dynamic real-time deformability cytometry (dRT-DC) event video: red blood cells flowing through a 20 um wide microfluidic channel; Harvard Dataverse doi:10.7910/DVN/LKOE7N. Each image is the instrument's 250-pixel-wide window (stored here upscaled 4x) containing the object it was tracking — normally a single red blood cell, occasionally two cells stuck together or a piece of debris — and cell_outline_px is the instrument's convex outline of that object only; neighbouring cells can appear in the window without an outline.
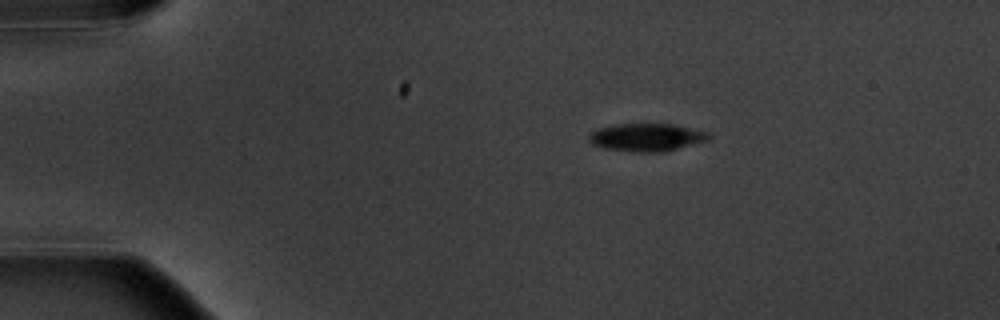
{"species": "common noctule bat (a hibernating species)", "species_latin": "Nyctalus noctula", "temperature_condition": "warm", "stored_images_in_passage": 4, "camera_frame_rate_fps": 3000, "um_per_image_px": 0.085, "animal": {"sex": "male", "body_mass_g": 20.1, "forearm_length_mm": 53.5}, "frame": {"image": 1, "passage_image": 1, "time_ms": 0.0, "image_size_px": [1000, 320], "cell_outline_px": [[712, 136], [708, 140], [664, 152], [636, 152], [604, 148], [592, 144], [588, 140], [588, 132], [600, 128], [616, 124], [672, 124], [708, 132]], "centroid_in_image_um": [54.94, 11.67], "position_along_channel_um": 30.1, "area_um2": 19.42}}
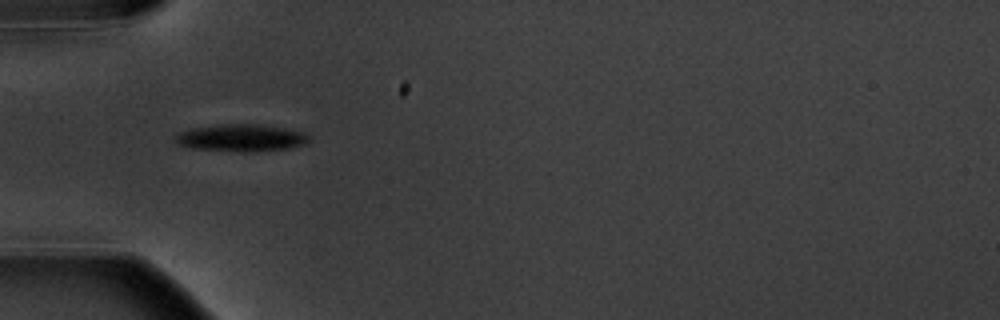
{"frame": {"image": 2, "passage_image": 3, "time_ms": 2.667, "image_size_px": [1000, 320], "cell_outline_px": [[312, 140], [304, 144], [288, 148], [244, 152], [192, 148], [176, 144], [172, 140], [172, 136], [180, 132], [192, 128], [216, 124], [260, 124], [284, 128], [304, 132], [312, 136]], "centroid_in_image_um": [20.47, 11.71], "position_along_channel_um": 64.5, "area_um2": 21.44}}